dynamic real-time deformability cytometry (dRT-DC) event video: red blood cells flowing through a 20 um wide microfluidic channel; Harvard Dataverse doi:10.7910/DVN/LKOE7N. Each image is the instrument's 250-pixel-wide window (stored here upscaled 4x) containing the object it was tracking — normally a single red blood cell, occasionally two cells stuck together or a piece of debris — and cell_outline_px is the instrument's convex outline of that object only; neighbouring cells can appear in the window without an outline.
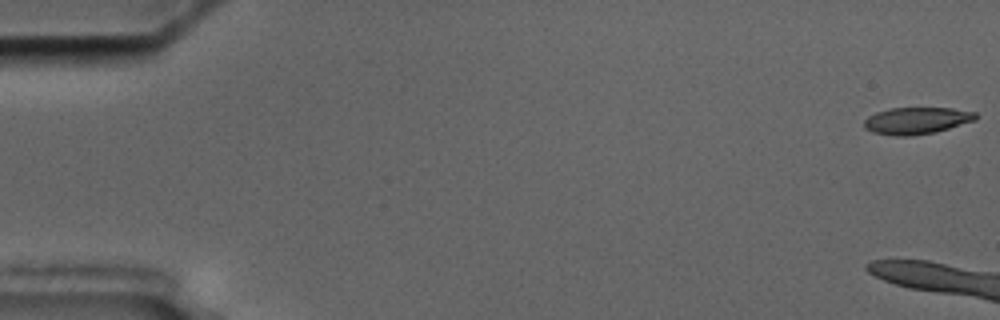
{"species": "common noctule bat (a hibernating species)", "species_latin": "Nyctalus noctula", "temperature_condition": "cold", "stored_images_in_passage": 7, "camera_frame_rate_fps": 3000, "um_per_image_px": 0.085, "animal": {"sex": "male", "body_mass_g": 17.5, "forearm_length_mm": 52.3}, "frame": {"image": 1, "passage_image": 1, "time_ms": 0.0, "image_size_px": [1000, 320], "cell_outline_px": [[980, 116], [976, 120], [936, 132], [912, 136], [896, 136], [872, 132], [864, 128], [864, 120], [868, 116], [876, 112], [892, 108], [952, 108], [976, 112]], "centroid_in_image_um": [77.94, 10.25], "position_along_channel_um": 7.1, "area_um2": 17.63}}